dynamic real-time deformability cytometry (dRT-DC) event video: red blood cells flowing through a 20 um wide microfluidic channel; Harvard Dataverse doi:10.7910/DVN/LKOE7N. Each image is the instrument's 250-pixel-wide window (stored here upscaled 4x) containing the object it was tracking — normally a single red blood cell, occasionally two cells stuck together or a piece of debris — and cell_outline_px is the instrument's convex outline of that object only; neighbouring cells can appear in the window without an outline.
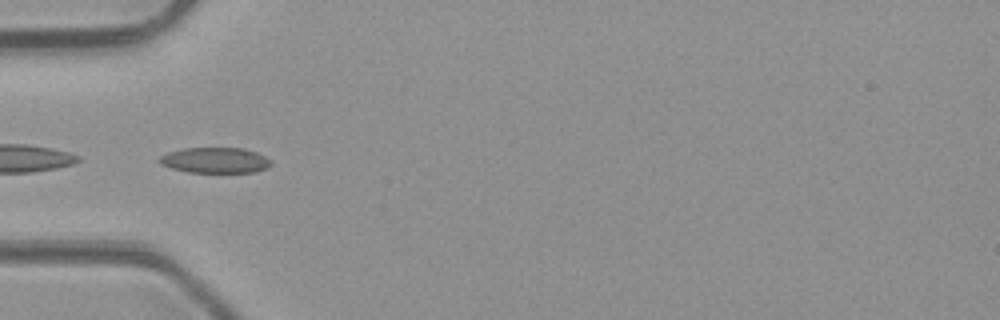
{"species": "common noctule bat (a hibernating species)", "species_latin": "Nyctalus noctula", "temperature_condition": "room temperature", "stored_images_in_passage": 5, "camera_frame_rate_fps": 3000, "um_per_image_px": 0.085, "animal": {"sex": "male", "body_mass_g": 23.1, "forearm_length_mm": 52.7}, "frame": {"image": 1, "passage_image": 4, "time_ms": 3.333, "image_size_px": [1000, 320], "cell_outline_px": [[272, 164], [268, 168], [256, 172], [188, 172], [172, 168], [160, 164], [156, 160], [160, 156], [168, 152], [184, 148], [244, 148], [256, 152], [272, 160]], "centroid_in_image_um": [18.29, 13.62], "position_along_channel_um": 66.7, "area_um2": 16.76}}
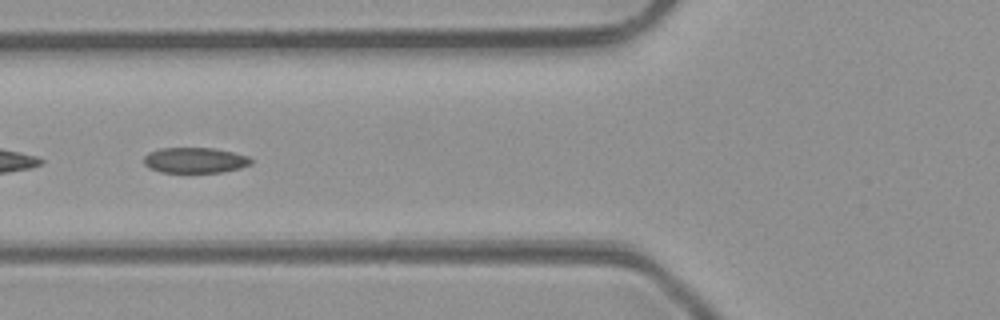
{"frame": {"image": 2, "passage_image": 5, "time_ms": 4.333, "image_size_px": [1000, 320], "cell_outline_px": [[252, 164], [240, 168], [224, 172], [160, 172], [148, 168], [144, 164], [144, 156], [148, 152], [160, 148], [212, 148], [232, 152], [248, 156], [252, 160]], "centroid_in_image_um": [16.55, 13.62], "position_along_channel_um": 109.2, "area_um2": 16.01}}